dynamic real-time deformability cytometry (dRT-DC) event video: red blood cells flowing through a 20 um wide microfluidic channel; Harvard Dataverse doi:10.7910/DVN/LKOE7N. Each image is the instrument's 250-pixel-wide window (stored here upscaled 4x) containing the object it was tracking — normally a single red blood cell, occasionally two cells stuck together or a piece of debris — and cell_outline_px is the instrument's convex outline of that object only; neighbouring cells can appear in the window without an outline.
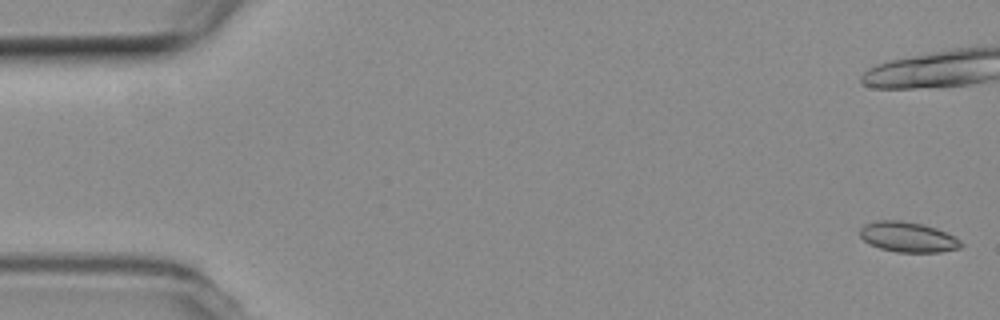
{"species": "common noctule bat (a hibernating species)", "species_latin": "Nyctalus noctula", "temperature_condition": "room temperature", "stored_images_in_passage": 22, "camera_frame_rate_fps": 3000, "um_per_image_px": 0.085, "animal": {"sex": "female", "body_mass_g": 19.3, "forearm_length_mm": 54.1}, "frame": {"image": 1, "passage_image": 1, "time_ms": 0.0, "image_size_px": [1000, 320], "cell_outline_px": [[964, 244], [960, 248], [940, 252], [896, 252], [880, 248], [868, 244], [860, 236], [860, 228], [864, 224], [876, 220], [900, 220], [920, 224], [936, 228], [960, 240]], "centroid_in_image_um": [77.14, 20.15], "position_along_channel_um": 7.9, "area_um2": 17.74}}